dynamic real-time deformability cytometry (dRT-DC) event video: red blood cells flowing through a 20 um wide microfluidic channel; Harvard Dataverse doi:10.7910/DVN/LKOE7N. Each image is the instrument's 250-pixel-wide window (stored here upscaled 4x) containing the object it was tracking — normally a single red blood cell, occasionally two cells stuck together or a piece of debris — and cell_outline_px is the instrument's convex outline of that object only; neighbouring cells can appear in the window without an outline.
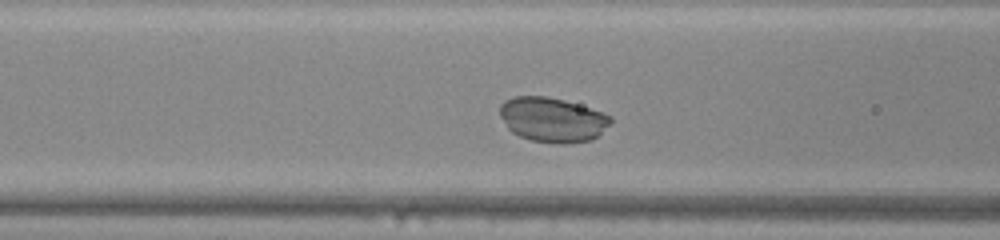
{"species": "common noctule bat (a hibernating species)", "species_latin": "Nyctalus noctula", "temperature_condition": "warm", "stored_images_in_passage": 33, "camera_frame_rate_fps": 3000, "um_per_image_px": 0.085, "animal": {"sex": "male", "body_mass_g": 20.0, "forearm_length_mm": 53.3}, "frame": {"image": 1, "passage_image": 4, "time_ms": 1.0, "image_size_px": [1000, 240], "cell_outline_px": [[612, 124], [600, 136], [592, 140], [568, 144], [556, 144], [532, 140], [520, 136], [512, 132], [508, 128], [500, 116], [500, 104], [504, 100], [516, 96], [544, 96], [564, 100], [604, 112], [612, 116]], "centroid_in_image_um": [47.01, 10.19], "position_along_channel_um": 119.6, "area_um2": 29.25}}
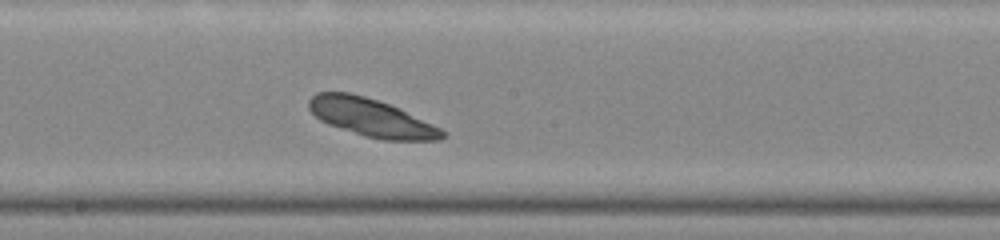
{"frame": {"image": 2, "passage_image": 11, "time_ms": 3.333, "image_size_px": [1000, 240], "cell_outline_px": [[448, 132], [440, 140], [384, 140], [364, 136], [328, 124], [320, 120], [308, 108], [308, 100], [316, 92], [348, 92], [364, 96], [400, 108]], "centroid_in_image_um": [31.55, 10.0], "position_along_channel_um": 216.6, "area_um2": 29.36}}
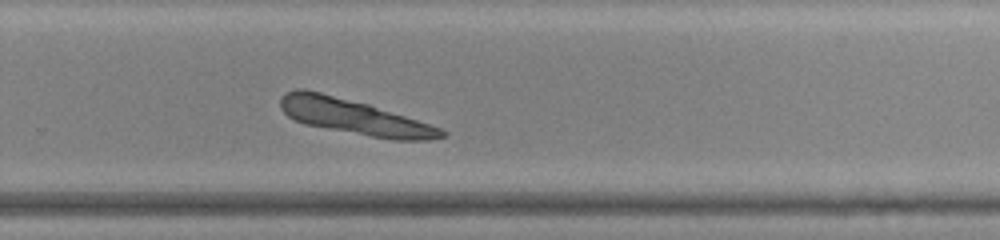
{"frame": {"image": 3, "passage_image": 17, "time_ms": 5.333, "image_size_px": [1000, 240], "cell_outline_px": [[448, 136], [432, 140], [392, 140], [304, 124], [288, 116], [280, 108], [280, 100], [284, 92], [296, 88], [304, 88], [368, 104], [440, 128], [448, 132]], "centroid_in_image_um": [30.09, 9.93], "position_along_channel_um": 299.7, "area_um2": 32.77}}